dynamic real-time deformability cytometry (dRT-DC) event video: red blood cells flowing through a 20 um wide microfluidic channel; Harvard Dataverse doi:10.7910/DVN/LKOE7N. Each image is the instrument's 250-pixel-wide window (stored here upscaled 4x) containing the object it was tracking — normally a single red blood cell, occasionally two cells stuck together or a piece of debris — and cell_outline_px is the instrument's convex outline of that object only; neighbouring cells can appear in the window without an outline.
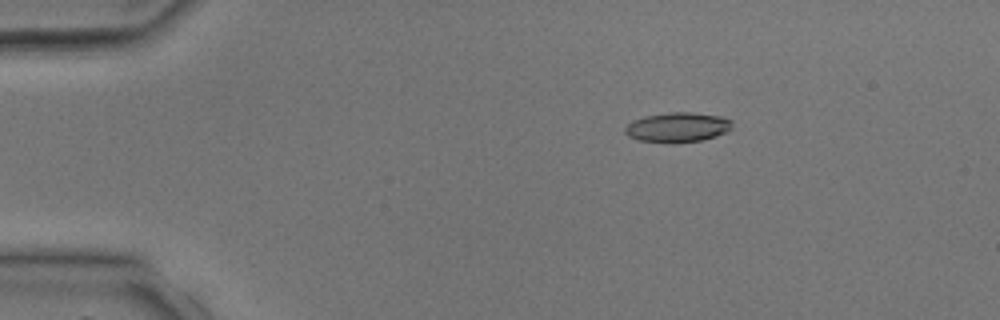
{"species": "common noctule bat (a hibernating species)", "species_latin": "Nyctalus noctula", "temperature_condition": "room temperature", "stored_images_in_passage": 4, "camera_frame_rate_fps": 3000, "um_per_image_px": 0.085, "animal": {"sex": "male", "body_mass_g": 17.9, "forearm_length_mm": 54.2}, "frame": {"image": 1, "passage_image": 2, "time_ms": 2.0, "image_size_px": [1000, 320], "cell_outline_px": [[732, 128], [728, 132], [704, 140], [672, 144], [636, 140], [628, 136], [624, 132], [624, 128], [628, 124], [644, 116], [672, 112], [692, 112], [724, 116], [732, 120]], "centroid_in_image_um": [57.63, 10.83], "position_along_channel_um": 27.4, "area_um2": 19.02}}